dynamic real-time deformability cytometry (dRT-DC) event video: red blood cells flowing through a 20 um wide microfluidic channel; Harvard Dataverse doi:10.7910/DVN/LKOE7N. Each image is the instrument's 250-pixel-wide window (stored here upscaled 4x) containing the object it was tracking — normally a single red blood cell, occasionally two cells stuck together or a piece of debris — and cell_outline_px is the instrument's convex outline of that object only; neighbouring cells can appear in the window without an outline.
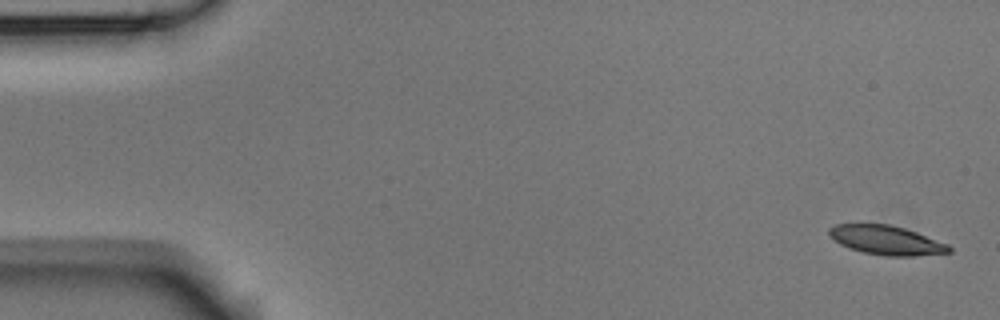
{"species": "Egyptian fruit bat (a non-hibernating species)", "species_latin": "Rousettus aegyptiacus", "temperature_condition": "room temperature", "stored_images_in_passage": 5, "camera_frame_rate_fps": 3000, "um_per_image_px": 0.085, "animal": {"sex": "male"}, "frame": {"image": 1, "passage_image": 1, "time_ms": 0.0, "image_size_px": [1000, 320], "cell_outline_px": [[952, 252], [912, 256], [884, 256], [864, 252], [848, 248], [840, 244], [828, 232], [828, 228], [836, 224], [888, 224], [904, 228], [916, 232], [948, 244], [952, 248]], "centroid_in_image_um": [75.35, 20.42], "position_along_channel_um": 9.6, "area_um2": 20.23}}
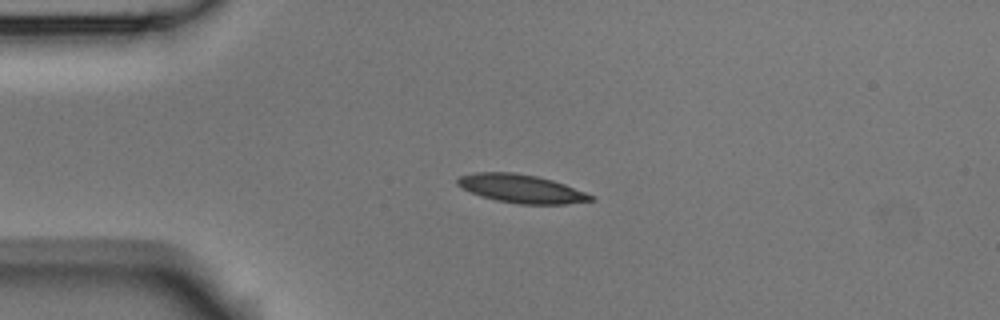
{"frame": {"image": 2, "passage_image": 4, "time_ms": 1.0, "image_size_px": [1000, 320], "cell_outline_px": [[596, 200], [564, 204], [520, 204], [496, 200], [480, 196], [456, 184], [456, 180], [460, 176], [476, 172], [512, 172], [536, 176], [552, 180], [564, 184], [596, 196]], "centroid_in_image_um": [44.34, 16.04], "position_along_channel_um": 40.7, "area_um2": 21.96}}